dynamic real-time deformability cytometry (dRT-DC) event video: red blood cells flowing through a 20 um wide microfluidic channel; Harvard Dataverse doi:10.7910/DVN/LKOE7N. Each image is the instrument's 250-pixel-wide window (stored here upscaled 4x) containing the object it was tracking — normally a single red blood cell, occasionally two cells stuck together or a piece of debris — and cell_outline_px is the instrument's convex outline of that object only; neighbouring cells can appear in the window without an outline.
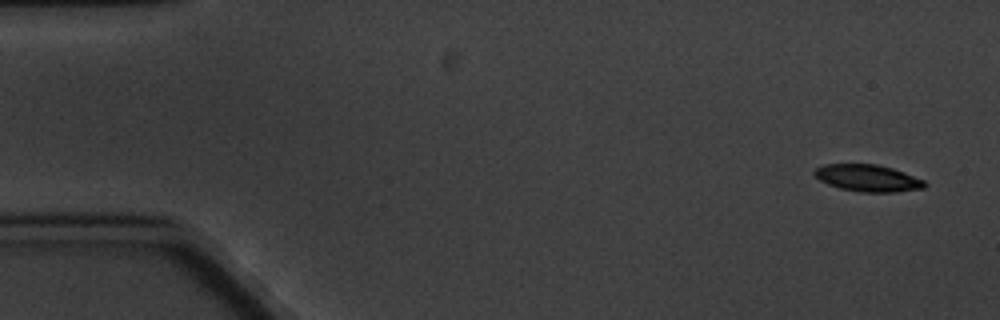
{"species": "common noctule bat (a hibernating species)", "species_latin": "Nyctalus noctula", "temperature_condition": "cold", "stored_images_in_passage": 6, "camera_frame_rate_fps": 3000, "um_per_image_px": 0.085, "animal": {"sex": "male", "body_mass_g": 20.1, "forearm_length_mm": 53.5}, "frame": {"image": 1, "passage_image": 1, "time_ms": 0.0, "image_size_px": [1000, 320], "cell_outline_px": [[928, 184], [924, 188], [896, 192], [860, 192], [840, 188], [828, 184], [820, 180], [812, 172], [816, 168], [824, 164], [876, 164], [892, 168], [904, 172], [924, 180]], "centroid_in_image_um": [73.78, 15.14], "position_along_channel_um": 11.2, "area_um2": 17.28}}